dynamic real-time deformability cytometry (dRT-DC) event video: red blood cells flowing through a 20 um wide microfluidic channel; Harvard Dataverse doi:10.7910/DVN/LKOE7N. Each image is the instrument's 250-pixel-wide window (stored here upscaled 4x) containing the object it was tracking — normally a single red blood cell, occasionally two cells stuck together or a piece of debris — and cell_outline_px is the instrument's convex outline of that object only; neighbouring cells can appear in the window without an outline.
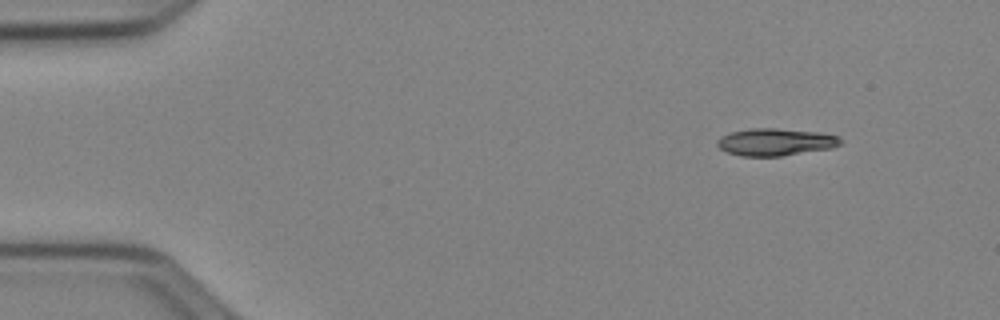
{"species": "Egyptian fruit bat (a non-hibernating species)", "species_latin": "Rousettus aegyptiacus", "temperature_condition": "cold", "stored_images_in_passage": 47, "camera_frame_rate_fps": 3000, "um_per_image_px": 0.085, "animal": {"sex": "female"}, "frame": {"image": 1, "passage_image": 1, "time_ms": 0.0, "image_size_px": [1000, 320], "cell_outline_px": [[844, 144], [832, 148], [780, 156], [740, 156], [728, 152], [720, 148], [716, 144], [716, 140], [720, 136], [732, 132], [752, 128], [776, 128], [816, 132], [836, 136], [844, 140]], "centroid_in_image_um": [65.92, 12.07], "position_along_channel_um": 19.1, "area_um2": 19.59}}
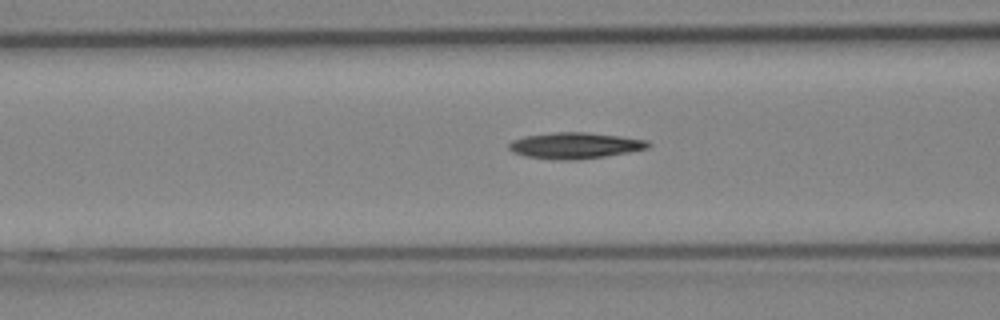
{"frame": {"image": 2, "passage_image": 16, "time_ms": 5.0, "image_size_px": [1000, 320], "cell_outline_px": [[652, 144], [648, 148], [628, 152], [604, 156], [576, 160], [552, 160], [524, 156], [512, 152], [508, 148], [508, 144], [512, 140], [524, 136], [552, 132], [588, 132], [620, 136], [648, 140]], "centroid_in_image_um": [48.84, 12.37], "position_along_channel_um": 117.8, "area_um2": 21.44}}
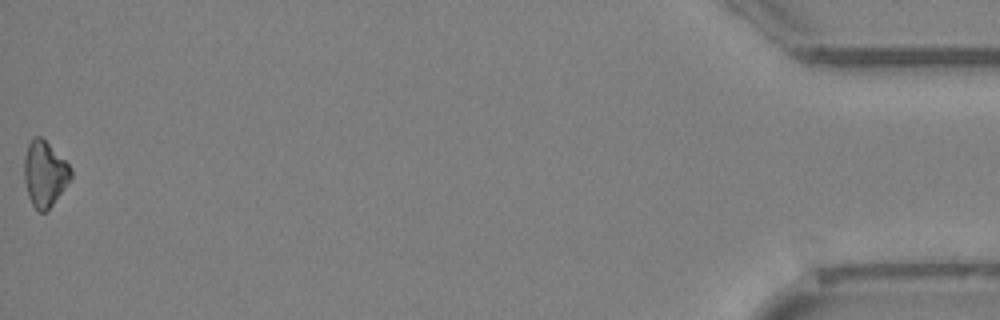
{"frame": {"image": 3, "passage_image": 47, "time_ms": 15.333, "image_size_px": [1000, 320], "cell_outline_px": [[72, 176], [64, 188], [52, 204], [44, 212], [36, 212], [28, 196], [24, 180], [24, 156], [28, 144], [32, 136], [40, 136], [72, 168]], "centroid_in_image_um": [3.76, 14.77], "position_along_channel_um": 431.4, "area_um2": 17.63}, "authors_computed_cell_mechanics": {"area_um2": 19.5942, "velocity_mm_per_s": 3.9568, "shape_relaxation_time_tau1_ms": 5.1461, "shape_relaxation_time_tau2_ms": null, "deformation_change_tau1": 0.0994, "deformation_change_tau2": null}}